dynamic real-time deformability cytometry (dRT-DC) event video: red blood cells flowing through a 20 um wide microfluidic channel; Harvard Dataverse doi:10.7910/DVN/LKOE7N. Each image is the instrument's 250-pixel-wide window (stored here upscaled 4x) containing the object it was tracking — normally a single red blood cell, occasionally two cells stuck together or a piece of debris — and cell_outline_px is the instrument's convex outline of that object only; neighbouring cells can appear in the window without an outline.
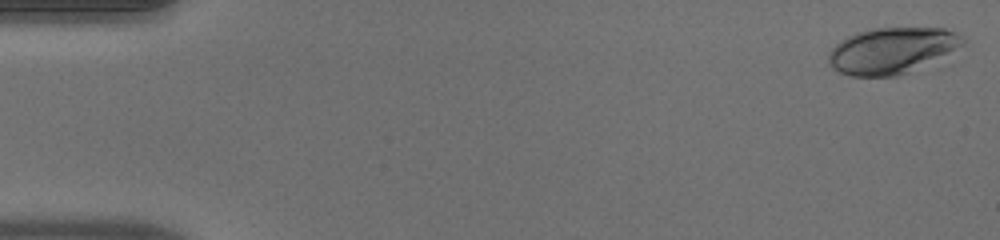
{"species": "human", "species_latin": "Homo sapiens", "temperature_condition": "warm", "stored_images_in_passage": 51, "camera_frame_rate_fps": 3000, "um_per_image_px": 0.085, "donor": {"sex": "male"}, "frame": {"image": 1, "passage_image": 1, "time_ms": 0.0, "image_size_px": [1000, 240], "cell_outline_px": [[964, 44], [896, 76], [848, 76], [832, 68], [828, 64], [828, 52], [840, 40], [856, 32], [872, 28], [944, 28], [956, 32], [964, 40]], "centroid_in_image_um": [75.68, 4.27], "position_along_channel_um": 9.3, "area_um2": 35.2}}
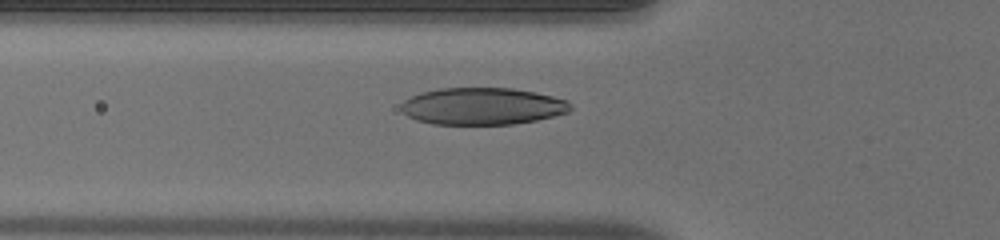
{"frame": {"image": 2, "passage_image": 18, "time_ms": 5.667, "image_size_px": [1000, 240], "cell_outline_px": [[572, 108], [568, 112], [536, 120], [512, 124], [432, 124], [416, 120], [408, 116], [400, 108], [400, 104], [404, 100], [420, 92], [440, 88], [512, 88], [536, 92], [568, 100], [572, 104]], "centroid_in_image_um": [41.0, 9.02], "position_along_channel_um": 84.8, "area_um2": 36.65}}
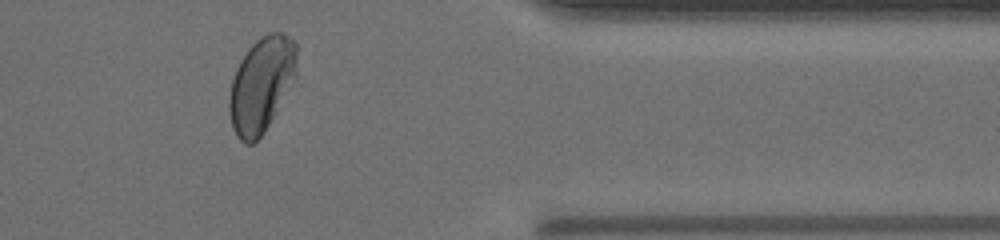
{"frame": {"image": 3, "passage_image": 42, "time_ms": 13.667, "image_size_px": [1000, 240], "cell_outline_px": [[296, 76], [264, 132], [252, 144], [244, 144], [236, 136], [232, 128], [228, 108], [228, 100], [232, 80], [236, 68], [240, 60], [248, 48], [260, 36], [268, 32], [280, 32], [296, 40]], "centroid_in_image_um": [22.2, 7.17], "position_along_channel_um": 389.2, "area_um2": 37.4}, "authors_computed_cell_mechanics": {"area_um2": 36.3562, "velocity_mm_per_s": 4.0253, "shape_relaxation_time_tau1_ms": 3.5191, "shape_relaxation_time_tau2_ms": null, "deformation_change_tau1": 0.1702, "deformation_change_tau2": null}}